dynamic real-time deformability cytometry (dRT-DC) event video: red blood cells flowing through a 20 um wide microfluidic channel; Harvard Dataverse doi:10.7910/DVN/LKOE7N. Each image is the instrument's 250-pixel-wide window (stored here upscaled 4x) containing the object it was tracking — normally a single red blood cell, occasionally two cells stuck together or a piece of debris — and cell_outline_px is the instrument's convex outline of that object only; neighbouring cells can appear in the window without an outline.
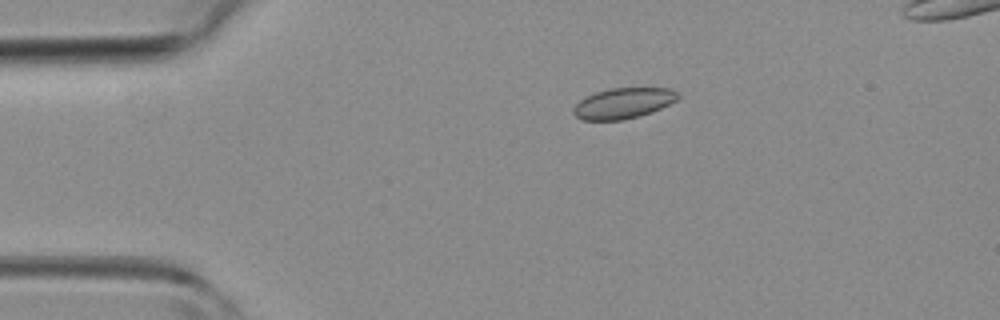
{"species": "common noctule bat (a hibernating species)", "species_latin": "Nyctalus noctula", "temperature_condition": "room temperature", "stored_images_in_passage": 3, "camera_frame_rate_fps": 3000, "um_per_image_px": 0.085, "animal": {"sex": "female", "body_mass_g": 19.3, "forearm_length_mm": 54.1}, "frame": {"image": 1, "passage_image": 2, "time_ms": 1.0, "image_size_px": [1000, 320], "cell_outline_px": [[680, 96], [676, 100], [652, 112], [640, 116], [624, 120], [580, 120], [572, 112], [572, 108], [580, 100], [596, 92], [612, 88], [668, 88], [676, 92]], "centroid_in_image_um": [52.95, 8.79], "position_along_channel_um": 32.0, "area_um2": 18.55}}